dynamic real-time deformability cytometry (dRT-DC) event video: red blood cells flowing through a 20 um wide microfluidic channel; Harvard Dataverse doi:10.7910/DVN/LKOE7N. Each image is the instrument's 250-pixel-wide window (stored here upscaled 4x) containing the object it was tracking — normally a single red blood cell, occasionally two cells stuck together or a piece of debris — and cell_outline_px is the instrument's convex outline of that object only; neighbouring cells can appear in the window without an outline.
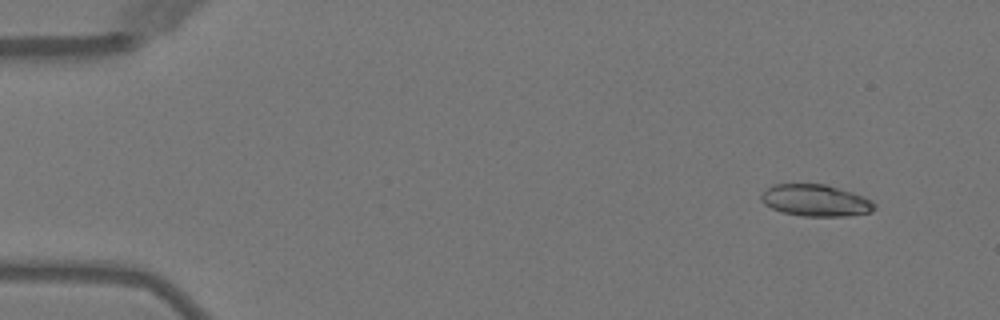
{"species": "Egyptian fruit bat (a non-hibernating species)", "species_latin": "Rousettus aegyptiacus", "temperature_condition": "warm", "stored_images_in_passage": 4, "camera_frame_rate_fps": 3000, "um_per_image_px": 0.085, "animal": {"sex": "female"}, "frame": {"image": 1, "passage_image": 1, "time_ms": 0.0, "image_size_px": [1000, 320], "cell_outline_px": [[876, 208], [872, 212], [848, 216], [800, 216], [780, 212], [764, 204], [760, 200], [760, 196], [772, 184], [824, 184], [852, 192], [864, 196], [872, 200], [876, 204]], "centroid_in_image_um": [69.34, 17.05], "position_along_channel_um": 15.7, "area_um2": 21.15}}
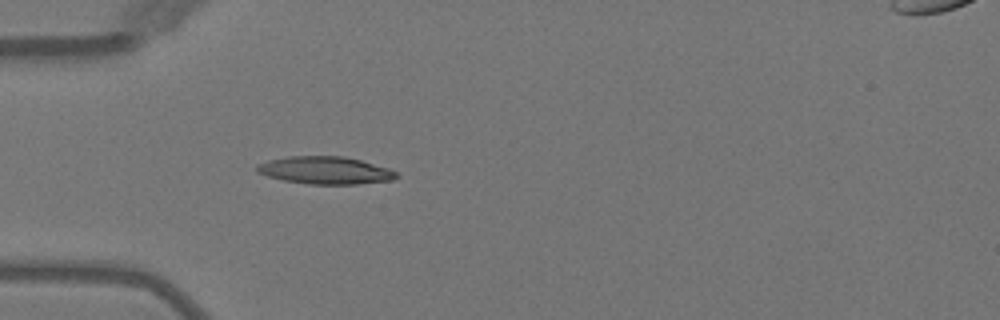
{"frame": {"image": 2, "passage_image": 4, "time_ms": 3.667, "image_size_px": [1000, 320], "cell_outline_px": [[400, 176], [392, 180], [356, 184], [308, 184], [284, 180], [268, 176], [256, 172], [256, 164], [268, 160], [288, 156], [344, 156], [360, 160], [388, 168], [396, 172]], "centroid_in_image_um": [27.63, 14.47], "position_along_channel_um": 57.4, "area_um2": 22.37}}